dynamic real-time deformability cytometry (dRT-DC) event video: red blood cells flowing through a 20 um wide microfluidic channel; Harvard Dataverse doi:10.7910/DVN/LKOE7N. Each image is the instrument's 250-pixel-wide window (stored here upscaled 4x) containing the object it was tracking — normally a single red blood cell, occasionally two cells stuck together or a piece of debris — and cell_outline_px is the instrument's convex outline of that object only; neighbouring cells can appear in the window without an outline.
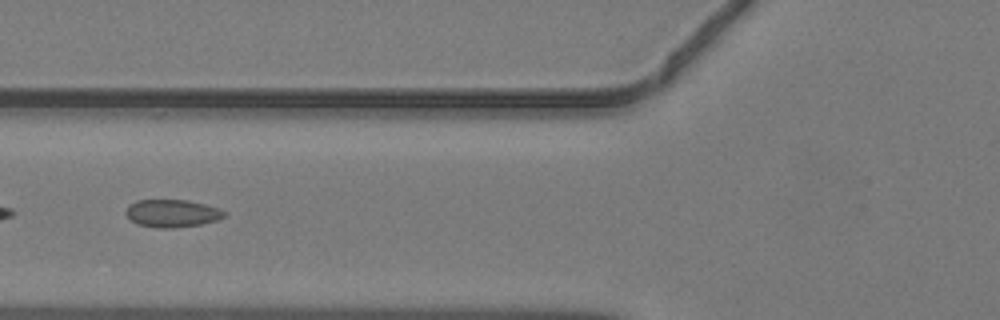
{"species": "common noctule bat (a hibernating species)", "species_latin": "Nyctalus noctula", "temperature_condition": "warm", "stored_images_in_passage": 46, "camera_frame_rate_fps": 3000, "um_per_image_px": 0.085, "animal": {"sex": "male", "body_mass_g": 19.2, "forearm_length_mm": 51.8}, "frame": {"image": 1, "passage_image": 18, "time_ms": 5.667, "image_size_px": [1000, 320], "cell_outline_px": [[228, 212], [224, 216], [216, 220], [200, 224], [176, 228], [156, 228], [136, 224], [124, 212], [136, 200], [188, 200], [220, 208]], "centroid_in_image_um": [14.65, 18.14], "position_along_channel_um": 111.1, "area_um2": 15.84}}
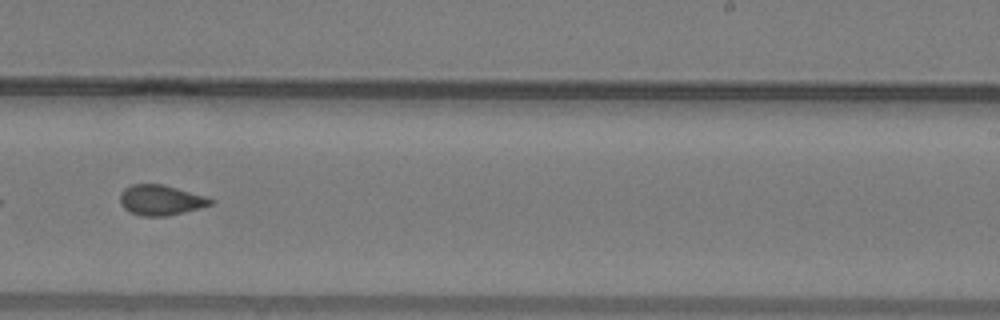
{"frame": {"image": 2, "passage_image": 29, "time_ms": 9.333, "image_size_px": [1000, 320], "cell_outline_px": [[216, 200], [212, 204], [200, 208], [164, 216], [144, 216], [132, 212], [124, 208], [120, 204], [120, 192], [124, 188], [132, 184], [164, 184], [204, 196]], "centroid_in_image_um": [13.65, 16.99], "position_along_channel_um": 275.4, "area_um2": 15.84}}
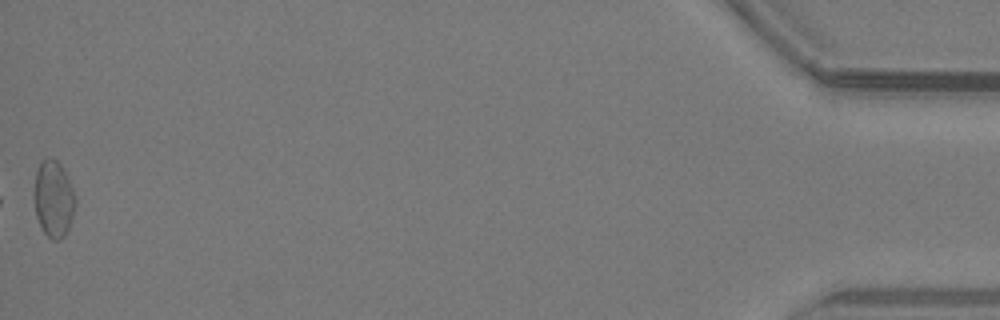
{"frame": {"image": 3, "passage_image": 46, "time_ms": 15.0, "image_size_px": [1000, 320], "cell_outline_px": [[76, 204], [68, 228], [64, 236], [60, 240], [52, 240], [44, 232], [36, 216], [32, 192], [36, 172], [40, 160], [44, 156], [52, 156], [60, 164], [76, 196]], "centroid_in_image_um": [4.51, 16.86], "position_along_channel_um": 430.7, "area_um2": 18.73}}